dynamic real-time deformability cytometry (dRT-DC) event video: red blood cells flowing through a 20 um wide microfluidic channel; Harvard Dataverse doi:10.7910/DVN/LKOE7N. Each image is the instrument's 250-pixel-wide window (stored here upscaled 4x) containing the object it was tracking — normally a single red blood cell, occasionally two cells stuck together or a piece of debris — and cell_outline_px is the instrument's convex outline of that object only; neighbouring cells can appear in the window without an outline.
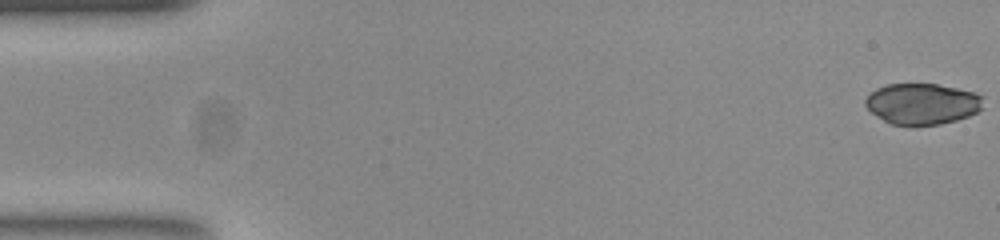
{"species": "common noctule bat (a hibernating species)", "species_latin": "Nyctalus noctula", "temperature_condition": "room temperature", "stored_images_in_passage": 54, "camera_frame_rate_fps": 3000, "um_per_image_px": 0.085, "animal": {"sex": "female", "body_mass_g": 23.0, "forearm_length_mm": 53.4}, "frame": {"image": 1, "passage_image": 1, "time_ms": 0.0, "image_size_px": [1000, 240], "cell_outline_px": [[984, 108], [968, 116], [956, 120], [940, 124], [892, 124], [876, 116], [864, 104], [864, 100], [876, 88], [888, 84], [936, 84], [956, 88], [972, 92], [984, 96]], "centroid_in_image_um": [78.42, 8.81], "position_along_channel_um": 6.6, "area_um2": 27.98}}